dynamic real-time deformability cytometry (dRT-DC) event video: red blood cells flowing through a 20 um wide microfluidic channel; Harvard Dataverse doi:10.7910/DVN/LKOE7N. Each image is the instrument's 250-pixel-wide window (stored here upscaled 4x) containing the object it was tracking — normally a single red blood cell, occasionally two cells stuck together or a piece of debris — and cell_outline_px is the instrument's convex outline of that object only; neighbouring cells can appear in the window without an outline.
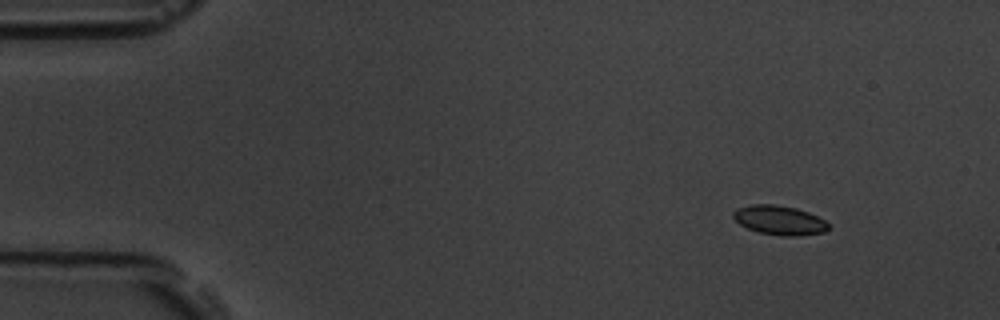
{"species": "common noctule bat (a hibernating species)", "species_latin": "Nyctalus noctula", "temperature_condition": "room temperature", "stored_images_in_passage": 5, "camera_frame_rate_fps": 3000, "um_per_image_px": 0.085, "animal": {"sex": "male", "body_mass_g": 19.5, "forearm_length_mm": 54.6}, "frame": {"image": 1, "passage_image": 1, "time_ms": 0.0, "image_size_px": [1000, 320], "cell_outline_px": [[828, 228], [824, 232], [796, 236], [780, 236], [760, 232], [748, 228], [740, 224], [732, 216], [732, 212], [736, 208], [752, 204], [772, 204], [796, 208], [808, 212], [824, 220], [828, 224]], "centroid_in_image_um": [66.22, 18.71], "position_along_channel_um": 18.8, "area_um2": 16.13}}
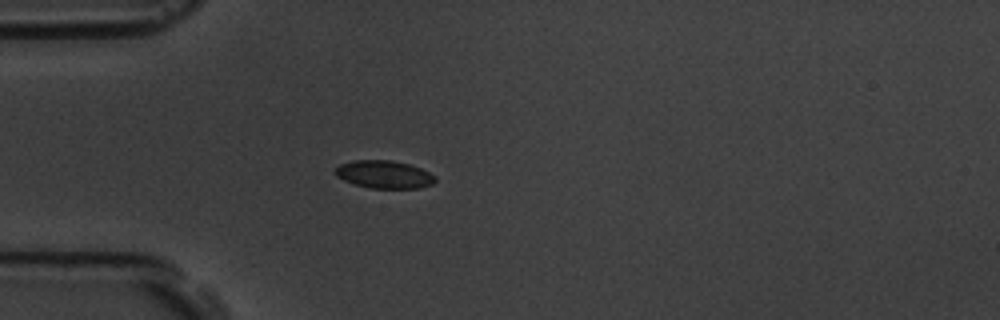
{"frame": {"image": 2, "passage_image": 4, "time_ms": 3.333, "image_size_px": [1000, 320], "cell_outline_px": [[436, 180], [432, 184], [420, 188], [372, 188], [356, 184], [344, 180], [336, 176], [336, 168], [340, 164], [352, 160], [392, 160], [408, 164], [420, 168], [436, 176]], "centroid_in_image_um": [32.67, 14.82], "position_along_channel_um": 52.3, "area_um2": 16.07}}